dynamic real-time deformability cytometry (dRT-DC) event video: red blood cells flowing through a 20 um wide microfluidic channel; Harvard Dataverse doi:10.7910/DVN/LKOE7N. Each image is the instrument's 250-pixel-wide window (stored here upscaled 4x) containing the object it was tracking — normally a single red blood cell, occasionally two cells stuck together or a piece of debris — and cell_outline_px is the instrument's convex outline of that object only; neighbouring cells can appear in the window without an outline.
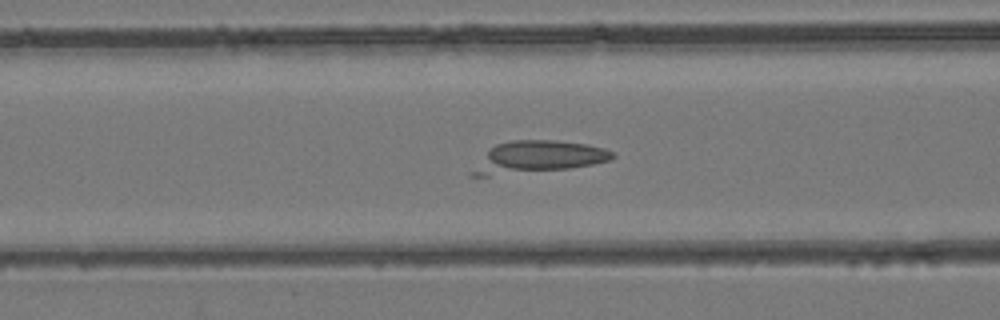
{"species": "common noctule bat (a hibernating species)", "species_latin": "Nyctalus noctula", "temperature_condition": "room temperature", "stored_images_in_passage": 50, "camera_frame_rate_fps": 3000, "um_per_image_px": 0.085, "animal": {"sex": "female", "body_mass_g": 24.6, "forearm_length_mm": 56.2}, "frame": {"image": 1, "passage_image": 20, "time_ms": 6.333, "image_size_px": [1000, 320], "cell_outline_px": [[616, 156], [612, 160], [592, 164], [568, 168], [488, 176], [468, 176], [468, 172], [496, 144], [512, 140], [552, 140], [584, 144], [604, 148], [612, 152]], "centroid_in_image_um": [45.7, 13.36], "position_along_channel_um": 120.9, "area_um2": 25.72}}
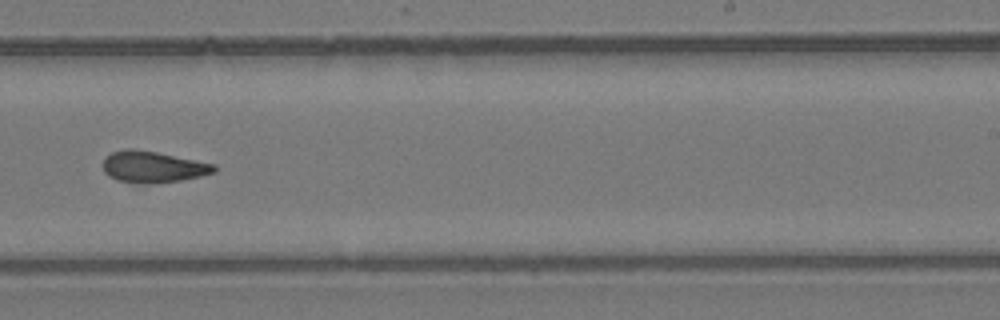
{"frame": {"image": 2, "passage_image": 31, "time_ms": 10.0, "image_size_px": [1000, 320], "cell_outline_px": [[216, 172], [200, 176], [180, 180], [152, 184], [144, 184], [116, 180], [108, 176], [104, 172], [104, 156], [112, 152], [124, 148], [132, 148], [156, 152], [216, 164]], "centroid_in_image_um": [12.98, 14.18], "position_along_channel_um": 276.0, "area_um2": 20.46}}
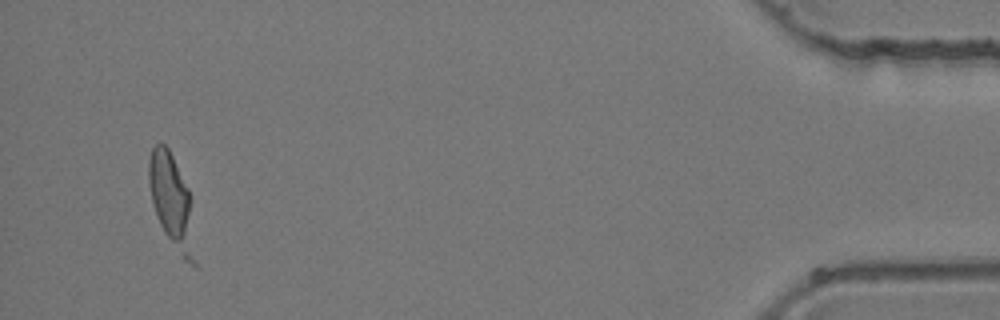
{"frame": {"image": 3, "passage_image": 47, "time_ms": 15.333, "image_size_px": [1000, 320], "cell_outline_px": [[192, 196], [184, 232], [176, 240], [172, 240], [164, 232], [160, 224], [152, 204], [148, 180], [148, 160], [152, 148], [156, 144], [164, 144], [168, 148]], "centroid_in_image_um": [14.3, 16.31], "position_along_channel_um": 420.9, "area_um2": 20.06}}